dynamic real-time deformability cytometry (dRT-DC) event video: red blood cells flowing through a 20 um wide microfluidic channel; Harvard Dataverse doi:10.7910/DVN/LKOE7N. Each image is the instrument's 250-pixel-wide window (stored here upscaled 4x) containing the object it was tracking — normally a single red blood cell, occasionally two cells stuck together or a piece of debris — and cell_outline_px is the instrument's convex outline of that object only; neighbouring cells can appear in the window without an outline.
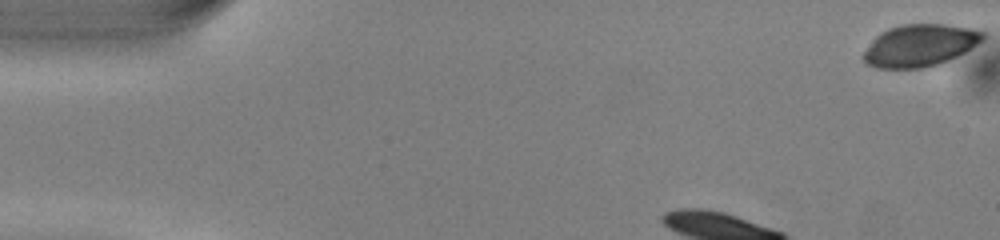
{"species": "common noctule bat (a hibernating species)", "species_latin": "Nyctalus noctula", "temperature_condition": "warm", "stored_images_in_passage": 45, "camera_frame_rate_fps": 3000, "um_per_image_px": 0.085, "animal": {"sex": "male", "body_mass_g": 13.0, "forearm_length_mm": 53.1}, "frame": {"image": 1, "passage_image": 1, "time_ms": 0.0, "image_size_px": [1000, 240], "cell_outline_px": [[984, 40], [964, 52], [940, 64], [920, 68], [876, 68], [864, 64], [864, 52], [876, 36], [880, 32], [888, 28], [900, 24], [944, 24], [968, 28], [984, 32]], "centroid_in_image_um": [78.16, 3.86], "position_along_channel_um": 6.8, "area_um2": 29.19}}
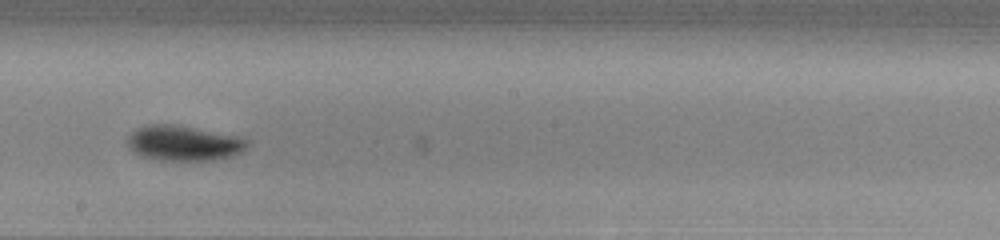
{"frame": {"image": 2, "passage_image": 22, "time_ms": 7.0, "image_size_px": [1000, 240], "cell_outline_px": [[248, 148], [244, 152], [232, 156], [216, 160], [160, 160], [140, 156], [128, 148], [124, 140], [132, 132], [144, 124], [176, 124], [236, 136], [248, 140]], "centroid_in_image_um": [15.58, 12.17], "position_along_channel_um": 232.6, "area_um2": 24.91}}
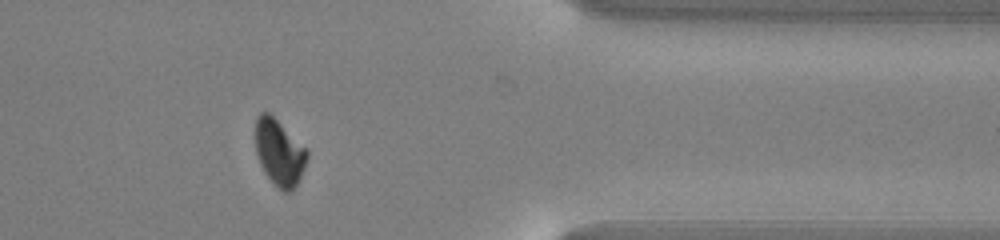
{"frame": {"image": 3, "passage_image": 35, "time_ms": 11.333, "image_size_px": [1000, 240], "cell_outline_px": [[308, 156], [304, 168], [296, 184], [288, 192], [284, 192], [264, 172], [260, 164], [256, 152], [256, 116], [260, 112], [268, 112], [308, 148]], "centroid_in_image_um": [23.75, 12.91], "position_along_channel_um": 387.7, "area_um2": 19.65}, "authors_computed_cell_mechanics": {"area_um2": 23.2356, "velocity_mm_per_s": 4.047, "shape_relaxation_time_tau1_ms": 1.3506, "shape_relaxation_time_tau2_ms": null, "deformation_change_tau1": 0.1183, "deformation_change_tau2": null}}